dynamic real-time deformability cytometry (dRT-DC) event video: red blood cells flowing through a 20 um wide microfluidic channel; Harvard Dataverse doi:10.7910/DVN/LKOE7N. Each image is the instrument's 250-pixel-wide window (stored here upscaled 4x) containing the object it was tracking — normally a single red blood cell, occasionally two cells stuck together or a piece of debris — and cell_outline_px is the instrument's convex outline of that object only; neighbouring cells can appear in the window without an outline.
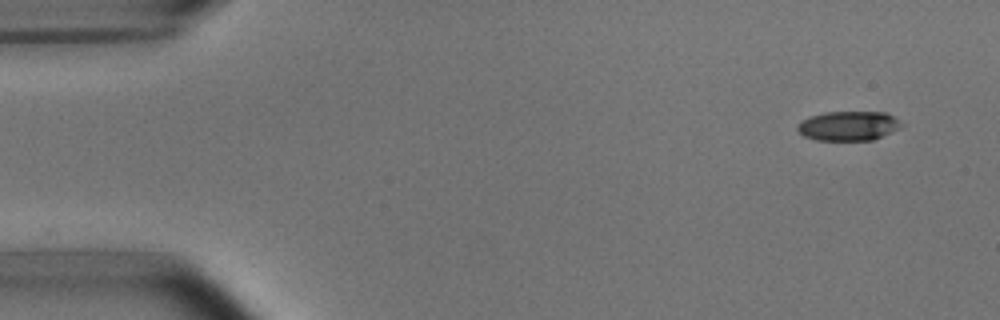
{"species": "common noctule bat (a hibernating species)", "species_latin": "Nyctalus noctula", "temperature_condition": "room temperature", "stored_images_in_passage": 5, "camera_frame_rate_fps": 3000, "um_per_image_px": 0.085, "animal": {"sex": "male", "body_mass_g": 15.6}, "frame": {"image": 1, "passage_image": 1, "time_ms": 0.0, "image_size_px": [1000, 320], "cell_outline_px": [[904, 124], [900, 128], [892, 132], [872, 140], [816, 140], [804, 136], [796, 128], [796, 124], [800, 120], [808, 116], [824, 112], [884, 112], [900, 120]], "centroid_in_image_um": [72.09, 10.69], "position_along_channel_um": 12.9, "area_um2": 18.03}}
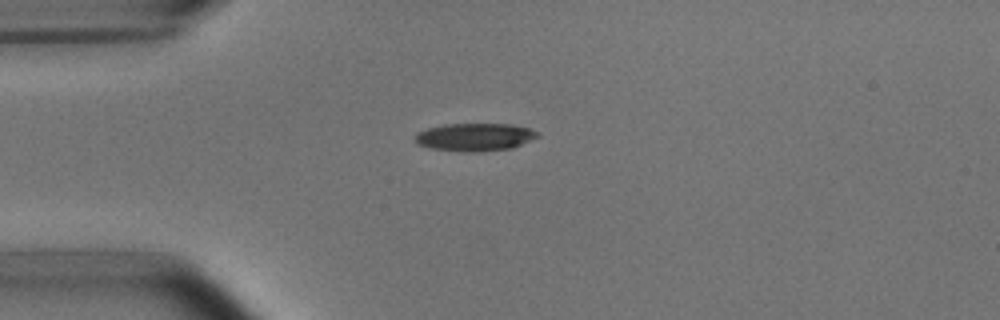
{"frame": {"image": 2, "passage_image": 4, "time_ms": 3.333, "image_size_px": [1000, 320], "cell_outline_px": [[540, 136], [512, 148], [476, 152], [464, 152], [432, 148], [416, 144], [416, 132], [428, 128], [444, 124], [512, 124], [528, 128], [536, 132]], "centroid_in_image_um": [40.34, 11.65], "position_along_channel_um": 44.7, "area_um2": 19.77}}
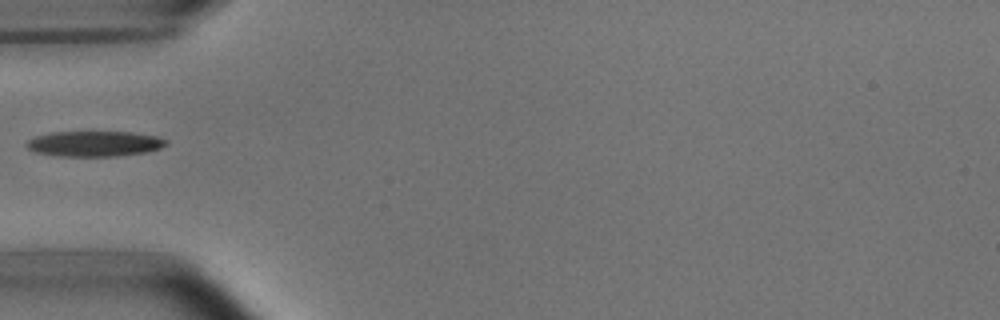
{"frame": {"image": 3, "passage_image": 5, "time_ms": 4.667, "image_size_px": [1000, 320], "cell_outline_px": [[168, 144], [160, 148], [148, 152], [116, 156], [56, 156], [36, 152], [28, 148], [28, 140], [36, 136], [52, 132], [132, 132], [156, 136], [168, 140]], "centroid_in_image_um": [8.08, 12.22], "position_along_channel_um": 76.9, "area_um2": 20.63}}